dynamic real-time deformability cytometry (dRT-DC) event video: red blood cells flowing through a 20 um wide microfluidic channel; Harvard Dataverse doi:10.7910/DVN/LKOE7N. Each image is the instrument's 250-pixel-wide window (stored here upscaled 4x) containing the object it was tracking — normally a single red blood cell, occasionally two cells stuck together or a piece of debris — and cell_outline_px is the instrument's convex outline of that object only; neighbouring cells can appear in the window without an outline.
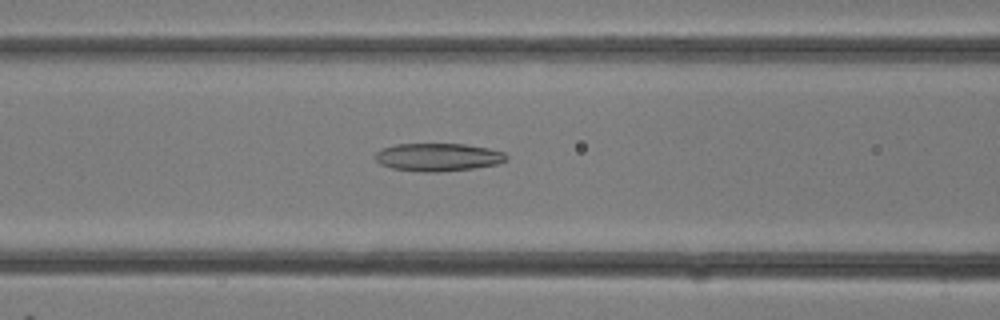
{"species": "common noctule bat (a hibernating species)", "species_latin": "Nyctalus noctula", "temperature_condition": "room temperature", "stored_images_in_passage": 22, "camera_frame_rate_fps": 3000, "um_per_image_px": 0.085, "animal": {"sex": "female"}, "frame": {"image": 1, "passage_image": 4, "time_ms": 1.0, "image_size_px": [1000, 320], "cell_outline_px": [[508, 160], [496, 164], [472, 168], [436, 172], [424, 172], [392, 168], [380, 164], [372, 156], [380, 148], [396, 144], [464, 144], [488, 148], [504, 152], [508, 156]], "centroid_in_image_um": [37.2, 13.35], "position_along_channel_um": 129.4, "area_um2": 21.39}}
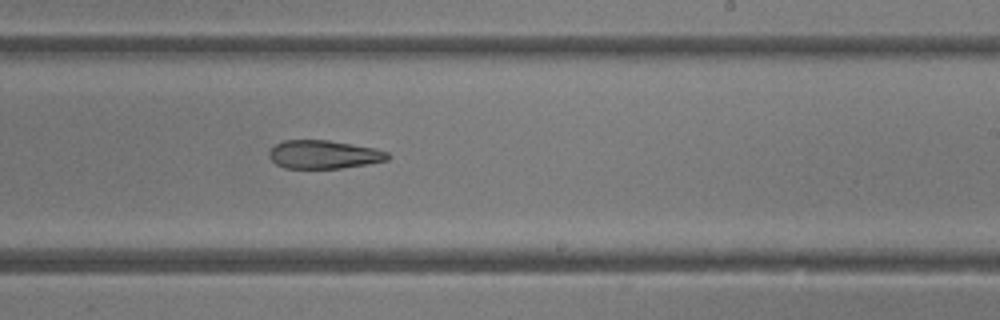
{"frame": {"image": 2, "passage_image": 10, "time_ms": 3.0, "image_size_px": [1000, 320], "cell_outline_px": [[392, 156], [388, 160], [368, 164], [340, 168], [284, 168], [276, 164], [268, 156], [268, 152], [276, 144], [284, 140], [328, 140], [376, 148], [388, 152]], "centroid_in_image_um": [27.55, 13.13], "position_along_channel_um": 261.5, "area_um2": 19.71}}
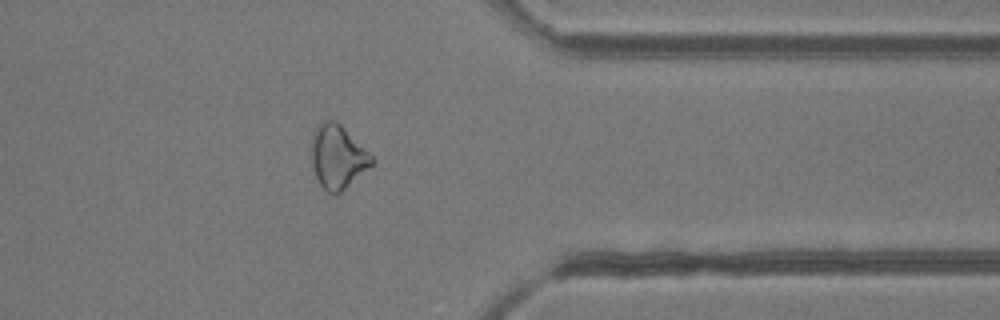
{"frame": {"image": 3, "passage_image": 16, "time_ms": 5.0, "image_size_px": [1000, 320], "cell_outline_px": [[376, 160], [372, 164], [336, 196], [328, 192], [320, 184], [316, 176], [312, 164], [312, 140], [316, 128], [324, 120], [336, 120]], "centroid_in_image_um": [28.69, 13.34], "position_along_channel_um": 382.7, "area_um2": 21.79}}